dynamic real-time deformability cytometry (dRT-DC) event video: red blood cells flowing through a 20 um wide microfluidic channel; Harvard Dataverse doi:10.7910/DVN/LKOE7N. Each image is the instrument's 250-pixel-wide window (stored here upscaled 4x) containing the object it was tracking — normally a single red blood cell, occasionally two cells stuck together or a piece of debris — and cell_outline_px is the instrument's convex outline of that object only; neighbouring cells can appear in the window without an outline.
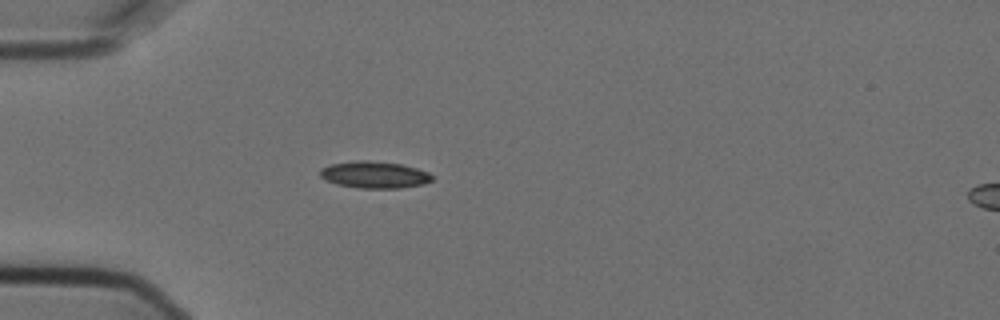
{"species": "Egyptian fruit bat (a non-hibernating species)", "species_latin": "Rousettus aegyptiacus", "temperature_condition": "cold", "stored_images_in_passage": 3, "segment_of_instrument_passage": [1, 2], "camera_frame_rate_fps": 3000, "um_per_image_px": 0.085, "animal": {"sex": "female"}, "frame": {"image": 1, "passage_image": 2, "time_ms": 0.333, "image_size_px": [1000, 320], "cell_outline_px": [[432, 180], [424, 184], [400, 188], [360, 188], [336, 184], [320, 176], [320, 168], [332, 164], [356, 160], [368, 160], [400, 164], [416, 168], [428, 172], [432, 176]], "centroid_in_image_um": [31.83, 14.85], "position_along_channel_um": 53.2, "area_um2": 17.4}}